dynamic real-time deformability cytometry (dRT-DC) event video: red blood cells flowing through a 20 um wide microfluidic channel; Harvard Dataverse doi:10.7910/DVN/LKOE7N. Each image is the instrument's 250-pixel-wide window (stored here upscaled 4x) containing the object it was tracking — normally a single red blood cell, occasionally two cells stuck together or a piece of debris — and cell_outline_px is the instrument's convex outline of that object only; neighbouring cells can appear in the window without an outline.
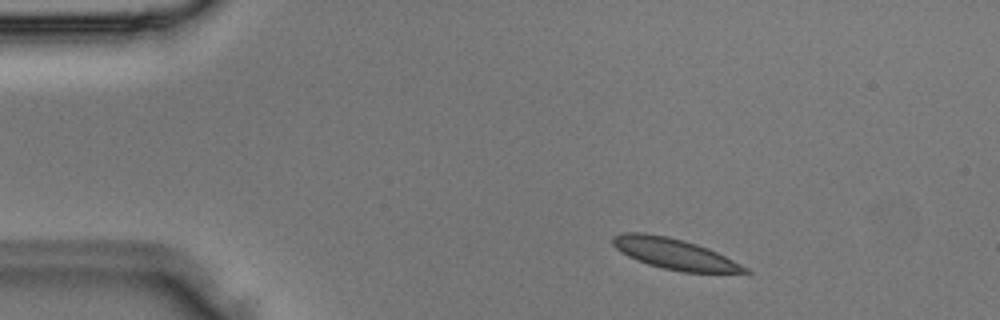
{"species": "Egyptian fruit bat (a non-hibernating species)", "species_latin": "Rousettus aegyptiacus", "temperature_condition": "room temperature", "stored_images_in_passage": 3, "camera_frame_rate_fps": 3000, "um_per_image_px": 0.085, "animal": {"sex": "male"}, "frame": {"image": 1, "passage_image": 1, "time_ms": 0.0, "image_size_px": [1000, 320], "cell_outline_px": [[752, 272], [748, 276], [680, 272], [648, 264], [636, 260], [620, 252], [612, 244], [612, 236], [624, 232], [644, 232], [668, 236], [684, 240], [708, 248], [748, 268]], "centroid_in_image_um": [57.44, 21.63], "position_along_channel_um": 27.6, "area_um2": 24.57}}